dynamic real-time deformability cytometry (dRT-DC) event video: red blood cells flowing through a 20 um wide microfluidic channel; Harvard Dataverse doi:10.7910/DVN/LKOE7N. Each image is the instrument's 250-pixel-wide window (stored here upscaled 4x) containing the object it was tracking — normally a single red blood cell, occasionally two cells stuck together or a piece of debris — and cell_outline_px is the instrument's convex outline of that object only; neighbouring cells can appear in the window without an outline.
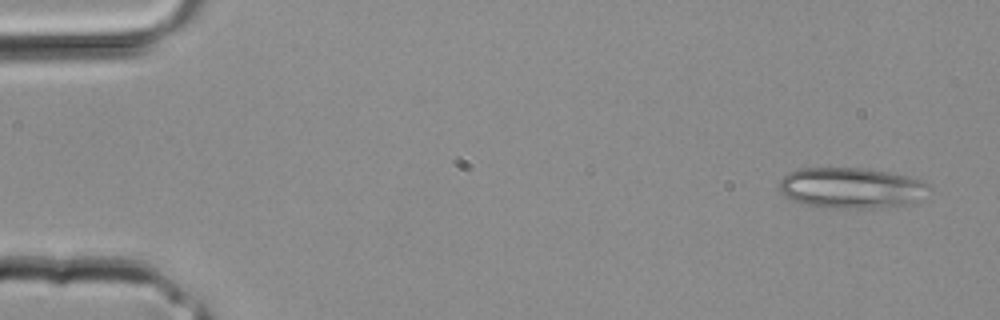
{"species": "common noctule bat (a hibernating species)", "species_latin": "Nyctalus noctula", "temperature_condition": "room temperature", "stored_images_in_passage": 4, "camera_frame_rate_fps": 3000, "um_per_image_px": 0.085, "animal": {"sex": "male", "body_mass_g": 20.4}, "frame": {"image": 1, "passage_image": 1, "time_ms": 0.0, "image_size_px": [1000, 320], "cell_outline_px": [[932, 188], [908, 204], [872, 208], [836, 208], [808, 204], [792, 200], [784, 196], [780, 188], [780, 180], [788, 172], [800, 168], [860, 168], [908, 176], [932, 184]], "centroid_in_image_um": [72.34, 15.96], "position_along_channel_um": 12.7, "area_um2": 35.08}}